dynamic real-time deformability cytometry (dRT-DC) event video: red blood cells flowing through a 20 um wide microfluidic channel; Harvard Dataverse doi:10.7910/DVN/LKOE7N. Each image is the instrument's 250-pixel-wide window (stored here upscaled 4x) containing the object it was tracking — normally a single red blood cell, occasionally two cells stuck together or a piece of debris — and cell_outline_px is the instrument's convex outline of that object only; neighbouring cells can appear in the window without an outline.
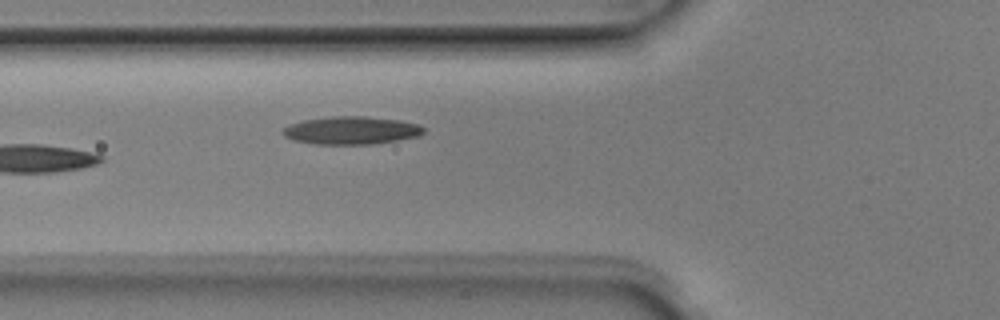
{"species": "Egyptian fruit bat (a non-hibernating species)", "species_latin": "Rousettus aegyptiacus", "temperature_condition": "room temperature", "stored_images_in_passage": 5, "camera_frame_rate_fps": 3000, "um_per_image_px": 0.085, "animal": {"sex": "male"}, "frame": {"image": 1, "passage_image": 5, "time_ms": 1.333, "image_size_px": [1000, 320], "cell_outline_px": [[424, 132], [420, 136], [372, 144], [316, 144], [292, 140], [284, 136], [280, 132], [288, 124], [304, 120], [332, 116], [364, 116], [400, 120], [420, 124], [424, 128]], "centroid_in_image_um": [29.85, 11.08], "position_along_channel_um": 96.0, "area_um2": 23.0}}